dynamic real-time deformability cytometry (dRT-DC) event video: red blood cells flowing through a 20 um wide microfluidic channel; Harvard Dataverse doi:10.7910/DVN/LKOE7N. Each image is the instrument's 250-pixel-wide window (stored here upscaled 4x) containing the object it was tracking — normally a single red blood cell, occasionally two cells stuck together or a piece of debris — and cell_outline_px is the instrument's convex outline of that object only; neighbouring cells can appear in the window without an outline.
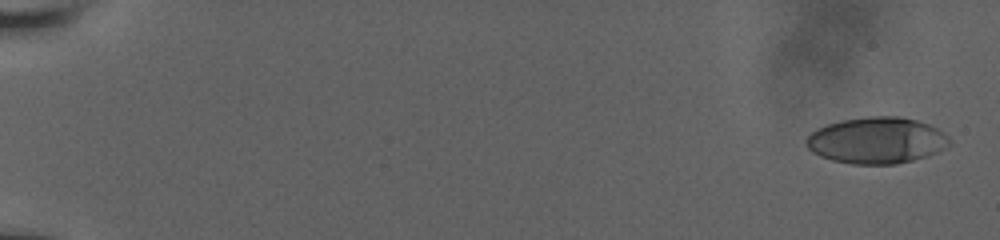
{"species": "human", "species_latin": "Homo sapiens", "temperature_condition": "room temperature", "stored_images_in_passage": 9, "camera_frame_rate_fps": 3000, "um_per_image_px": 0.085, "donor": {"sex": "male"}, "frame": {"image": 1, "passage_image": 1, "time_ms": 0.0, "image_size_px": [1000, 240], "cell_outline_px": [[952, 144], [928, 156], [896, 164], [852, 164], [832, 160], [820, 156], [812, 152], [804, 144], [804, 140], [816, 128], [828, 124], [844, 120], [868, 116], [900, 116], [916, 120], [928, 124], [944, 132], [948, 136]], "centroid_in_image_um": [74.51, 11.93], "position_along_channel_um": 10.5, "area_um2": 38.84}}
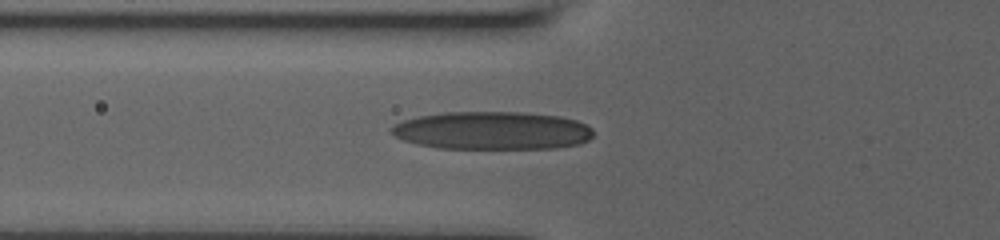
{"frame": {"image": 2, "passage_image": 9, "time_ms": 7.0, "image_size_px": [1000, 240], "cell_outline_px": [[592, 136], [588, 140], [580, 144], [556, 148], [436, 148], [416, 144], [404, 140], [396, 136], [388, 128], [404, 120], [420, 116], [444, 112], [524, 112], [560, 116], [576, 120], [592, 128]], "centroid_in_image_um": [41.85, 11.1], "position_along_channel_um": 83.9, "area_um2": 44.74}}